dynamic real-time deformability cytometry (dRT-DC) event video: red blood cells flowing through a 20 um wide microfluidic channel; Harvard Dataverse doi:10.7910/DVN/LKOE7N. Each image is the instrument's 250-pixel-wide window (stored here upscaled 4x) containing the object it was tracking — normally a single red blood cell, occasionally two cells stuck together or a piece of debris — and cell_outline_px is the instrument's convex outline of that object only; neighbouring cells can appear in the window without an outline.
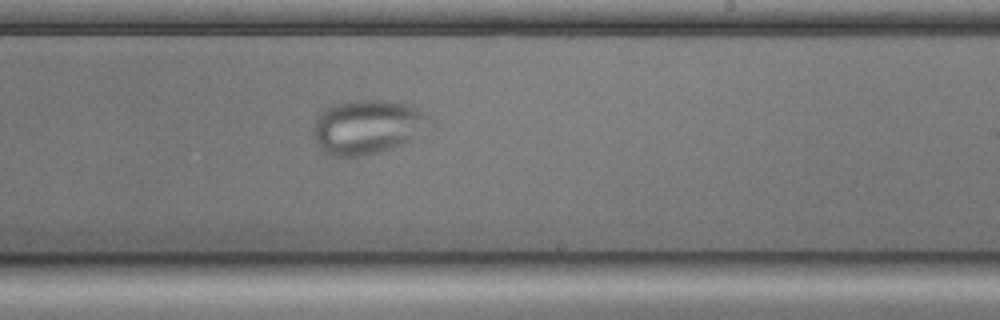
{"species": "common noctule bat (a hibernating species)", "species_latin": "Nyctalus noctula", "temperature_condition": "cold", "stored_images_in_passage": 41, "camera_frame_rate_fps": 3000, "um_per_image_px": 0.085, "animal": {"sex": "male", "body_mass_g": 17.9, "forearm_length_mm": 54.2}, "frame": {"image": 1, "passage_image": 32, "time_ms": 10.333, "image_size_px": [1000, 320], "cell_outline_px": [[436, 128], [404, 144], [392, 148], [376, 152], [356, 156], [336, 156], [324, 152], [320, 148], [316, 140], [312, 128], [320, 112], [324, 108], [332, 104], [352, 100], [392, 100], [416, 108], [424, 112], [436, 120]], "centroid_in_image_um": [31.35, 10.76], "position_along_channel_um": 257.7, "area_um2": 37.63}}